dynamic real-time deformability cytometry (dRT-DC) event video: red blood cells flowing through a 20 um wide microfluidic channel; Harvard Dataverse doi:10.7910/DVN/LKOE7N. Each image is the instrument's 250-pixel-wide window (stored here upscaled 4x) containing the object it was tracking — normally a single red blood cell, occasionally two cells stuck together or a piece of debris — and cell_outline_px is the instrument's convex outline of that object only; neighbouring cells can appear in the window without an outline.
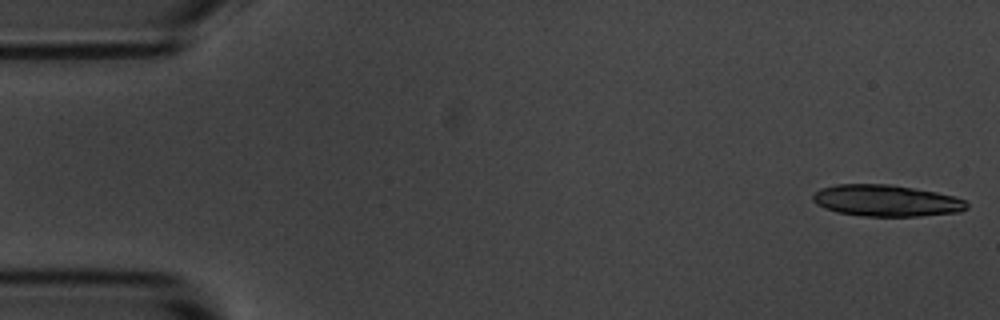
{"species": "common noctule bat (a hibernating species)", "species_latin": "Nyctalus noctula", "temperature_condition": "room temperature", "stored_images_in_passage": 5, "camera_frame_rate_fps": 3000, "um_per_image_px": 0.085, "animal": {"sex": "male", "body_mass_g": 20.1, "forearm_length_mm": 53.5}, "frame": {"image": 1, "passage_image": 1, "time_ms": 0.0, "image_size_px": [1000, 320], "cell_outline_px": [[968, 208], [960, 212], [920, 216], [860, 216], [836, 212], [824, 208], [816, 204], [812, 200], [812, 196], [820, 188], [836, 184], [888, 184], [936, 192], [952, 196], [964, 200], [968, 204]], "centroid_in_image_um": [75.3, 17.06], "position_along_channel_um": 9.7, "area_um2": 28.32}}